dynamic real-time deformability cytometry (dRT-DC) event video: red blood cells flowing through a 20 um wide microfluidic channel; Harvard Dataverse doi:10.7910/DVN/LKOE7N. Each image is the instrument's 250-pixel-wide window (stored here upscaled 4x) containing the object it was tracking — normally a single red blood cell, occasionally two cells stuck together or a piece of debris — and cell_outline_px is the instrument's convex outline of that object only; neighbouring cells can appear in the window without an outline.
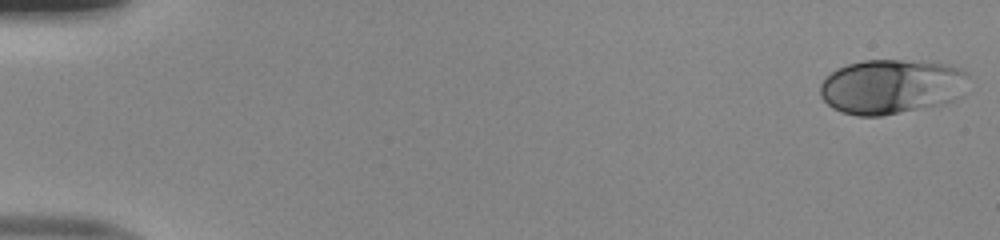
{"species": "human", "species_latin": "Homo sapiens", "temperature_condition": "room temperature", "stored_images_in_passage": 51, "camera_frame_rate_fps": 3000, "um_per_image_px": 0.085, "donor": {"sex": "male"}, "frame": {"image": 1, "passage_image": 1, "time_ms": 0.0, "image_size_px": [1000, 240], "cell_outline_px": [[968, 76], [964, 96], [956, 100], [944, 104], [880, 116], [856, 116], [840, 112], [832, 108], [820, 96], [820, 84], [824, 76], [836, 68], [848, 64], [864, 60], [900, 60], [948, 64], [964, 68], [968, 72]], "centroid_in_image_um": [75.8, 7.36], "position_along_channel_um": 9.2, "area_um2": 48.15}}
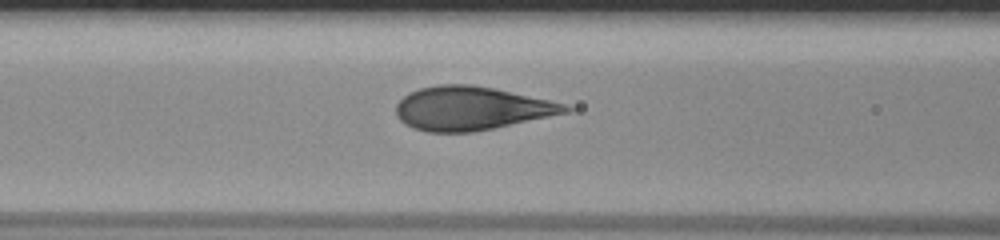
{"frame": {"image": 2, "passage_image": 22, "time_ms": 7.0, "image_size_px": [1000, 240], "cell_outline_px": [[576, 108], [572, 112], [472, 132], [428, 132], [412, 128], [404, 124], [396, 116], [396, 104], [408, 92], [420, 88], [436, 84], [472, 84], [492, 88], [548, 100], [564, 104]], "centroid_in_image_um": [40.03, 9.21], "position_along_channel_um": 126.6, "area_um2": 43.0}}
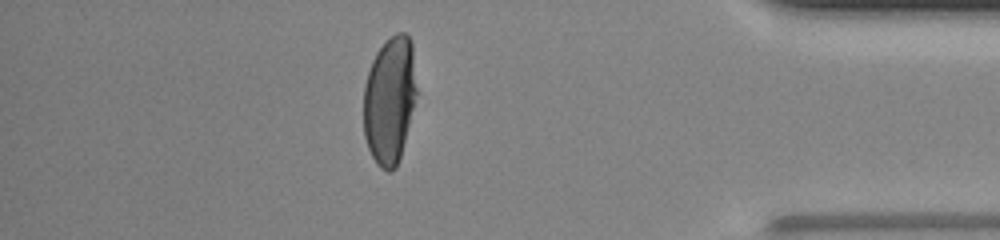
{"frame": {"image": 3, "passage_image": 45, "time_ms": 14.667, "image_size_px": [1000, 240], "cell_outline_px": [[416, 92], [400, 156], [396, 168], [392, 172], [388, 172], [380, 168], [376, 164], [368, 148], [364, 136], [364, 84], [372, 60], [376, 52], [396, 32], [404, 32], [408, 36], [412, 44], [416, 88]], "centroid_in_image_um": [33.09, 8.52], "position_along_channel_um": 402.1, "area_um2": 38.9}, "authors_computed_cell_mechanics": {"area_um2": 43.5234, "velocity_mm_per_s": 4.0094, "shape_relaxation_time_tau1_ms": 5.3733, "shape_relaxation_time_tau2_ms": null, "deformation_change_tau1": 0.2177, "deformation_change_tau2": null}}